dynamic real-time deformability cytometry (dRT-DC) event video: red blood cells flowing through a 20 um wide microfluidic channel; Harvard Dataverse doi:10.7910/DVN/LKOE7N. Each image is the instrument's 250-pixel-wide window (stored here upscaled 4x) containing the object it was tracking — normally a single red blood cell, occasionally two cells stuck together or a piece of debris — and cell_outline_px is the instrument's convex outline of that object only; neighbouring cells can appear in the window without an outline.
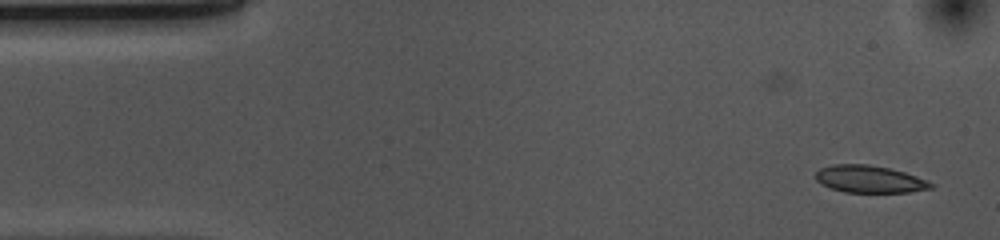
{"species": "common noctule bat (a hibernating species)", "species_latin": "Nyctalus noctula", "temperature_condition": "cold", "stored_images_in_passage": 52, "camera_frame_rate_fps": 3000, "um_per_image_px": 0.085, "animal": {"sex": "female", "body_mass_g": 10.0, "forearm_length_mm": 53.1}, "frame": {"image": 1, "passage_image": 1, "time_ms": 0.0, "image_size_px": [1000, 240], "cell_outline_px": [[936, 184], [932, 188], [908, 192], [844, 192], [820, 184], [816, 180], [816, 172], [820, 168], [832, 164], [868, 164], [888, 168], [904, 172], [916, 176]], "centroid_in_image_um": [73.9, 15.22], "position_along_channel_um": 11.1, "area_um2": 18.26}}
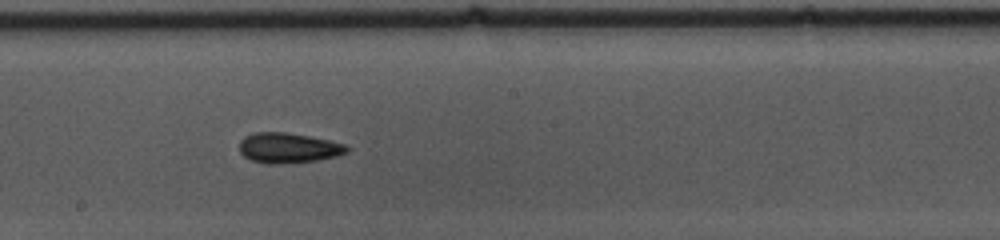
{"frame": {"image": 2, "passage_image": 26, "time_ms": 8.333, "image_size_px": [1000, 240], "cell_outline_px": [[348, 152], [336, 156], [316, 160], [280, 164], [268, 164], [252, 160], [244, 156], [240, 152], [240, 140], [244, 136], [252, 132], [284, 132], [308, 136], [328, 140], [344, 144], [348, 148]], "centroid_in_image_um": [24.47, 12.57], "position_along_channel_um": 223.7, "area_um2": 18.79}}
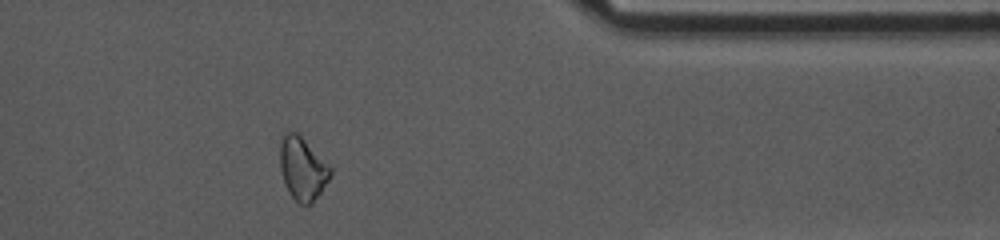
{"frame": {"image": 3, "passage_image": 41, "time_ms": 13.333, "image_size_px": [1000, 240], "cell_outline_px": [[332, 172], [328, 180], [312, 204], [300, 204], [288, 192], [280, 168], [280, 144], [284, 136], [288, 132], [296, 132], [332, 168]], "centroid_in_image_um": [25.71, 14.36], "position_along_channel_um": 385.7, "area_um2": 17.98}, "authors_computed_cell_mechanics": {"area_um2": 18.8717, "velocity_mm_per_s": 3.6844, "shape_relaxation_time_tau1_ms": 10.8139, "shape_relaxation_time_tau2_ms": 4.9482, "deformation_change_tau1": 0.1307, "deformation_change_tau2": 0.0839}}